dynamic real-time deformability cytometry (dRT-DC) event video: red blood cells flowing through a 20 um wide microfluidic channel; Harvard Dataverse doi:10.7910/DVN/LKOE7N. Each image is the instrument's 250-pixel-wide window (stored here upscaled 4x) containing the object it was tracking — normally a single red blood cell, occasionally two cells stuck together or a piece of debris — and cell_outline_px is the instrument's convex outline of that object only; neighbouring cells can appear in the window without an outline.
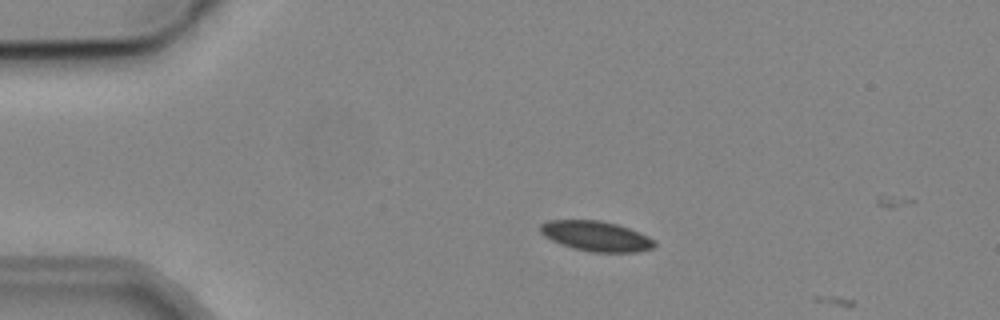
{"species": "common noctule bat (a hibernating species)", "species_latin": "Nyctalus noctula", "temperature_condition": "cold", "stored_images_in_passage": 3, "camera_frame_rate_fps": 3000, "um_per_image_px": 0.085, "animal": {"sex": "male", "body_mass_g": 19.2, "forearm_length_mm": 51.8}, "frame": {"image": 1, "passage_image": 2, "time_ms": 1.333, "image_size_px": [1000, 320], "cell_outline_px": [[656, 244], [652, 248], [636, 252], [592, 252], [572, 248], [552, 240], [544, 236], [540, 232], [540, 224], [548, 220], [600, 220], [616, 224], [640, 232], [648, 236]], "centroid_in_image_um": [50.65, 20.06], "position_along_channel_um": 34.4, "area_um2": 19.94}}